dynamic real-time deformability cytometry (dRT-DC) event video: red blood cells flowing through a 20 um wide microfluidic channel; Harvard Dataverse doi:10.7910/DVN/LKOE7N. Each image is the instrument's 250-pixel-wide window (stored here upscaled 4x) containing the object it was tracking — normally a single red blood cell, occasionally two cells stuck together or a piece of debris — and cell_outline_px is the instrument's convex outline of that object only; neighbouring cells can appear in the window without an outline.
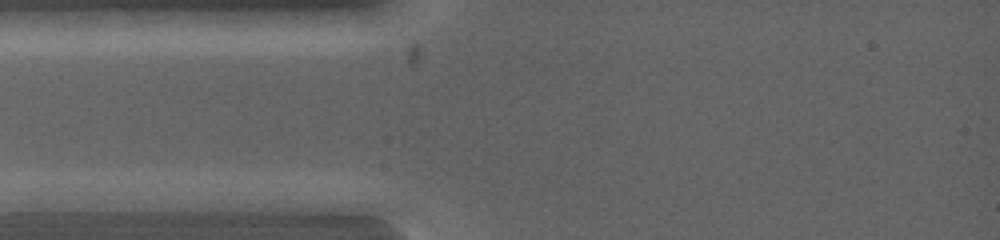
{"species": "common noctule bat (a hibernating species)", "species_latin": "Nyctalus noctula", "temperature_condition": "warm", "stored_images_in_passage": 2, "camera_frame_rate_fps": 5000, "um_per_image_px": 0.085, "animal": {"sex": "female", "body_mass_g": 19.0, "forearm_length_mm": 53.3}, "frame": {"image": 1, "passage_image": 1, "time_ms": 0.0, "image_size_px": [1000, 240], "cell_outline_px": [[124, 200], [116, 212], [16, 212], [16, 200], [32, 192], [96, 192]], "centroid_in_image_um": [5.76, 17.21], "position_along_channel_um": 79.2, "area_um2": 13.99}}